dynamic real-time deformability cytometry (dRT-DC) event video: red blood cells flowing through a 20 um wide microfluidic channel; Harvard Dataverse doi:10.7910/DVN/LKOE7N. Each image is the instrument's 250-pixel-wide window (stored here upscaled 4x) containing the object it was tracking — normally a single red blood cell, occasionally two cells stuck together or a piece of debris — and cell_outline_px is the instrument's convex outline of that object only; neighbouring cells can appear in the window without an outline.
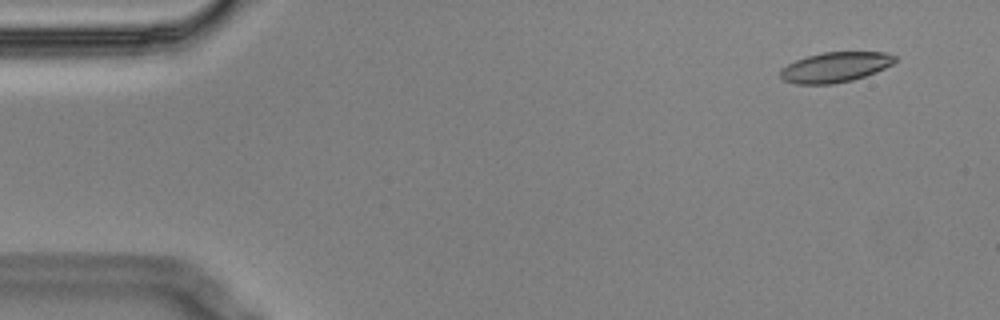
{"species": "Egyptian fruit bat (a non-hibernating species)", "species_latin": "Rousettus aegyptiacus", "temperature_condition": "cold", "stored_images_in_passage": 6, "camera_frame_rate_fps": 3000, "um_per_image_px": 0.085, "animal": {"sex": "male"}, "frame": {"image": 1, "passage_image": 1, "time_ms": 0.0, "image_size_px": [1000, 320], "cell_outline_px": [[896, 60], [892, 64], [876, 72], [852, 80], [832, 84], [796, 84], [784, 80], [780, 76], [780, 68], [796, 60], [808, 56], [824, 52], [884, 52], [896, 56]], "centroid_in_image_um": [70.98, 5.71], "position_along_channel_um": 14.0, "area_um2": 20.0}}
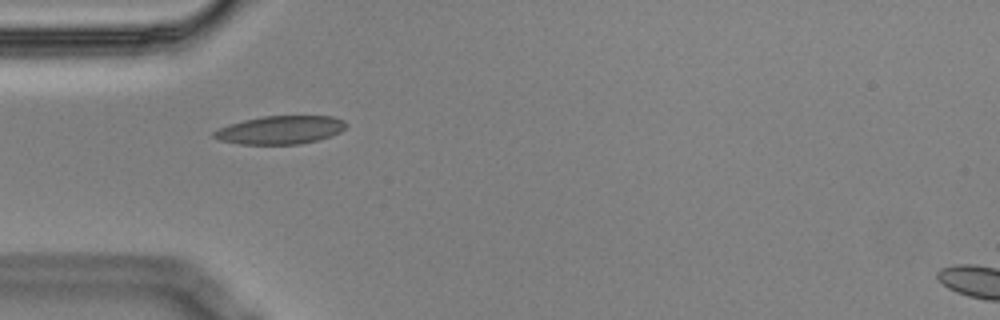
{"frame": {"image": 2, "passage_image": 5, "time_ms": 1.333, "image_size_px": [1000, 320], "cell_outline_px": [[348, 124], [340, 132], [332, 136], [300, 144], [240, 144], [220, 140], [212, 136], [212, 132], [228, 124], [244, 120], [264, 116], [332, 116], [344, 120]], "centroid_in_image_um": [23.84, 11.04], "position_along_channel_um": 61.2, "area_um2": 21.73}}
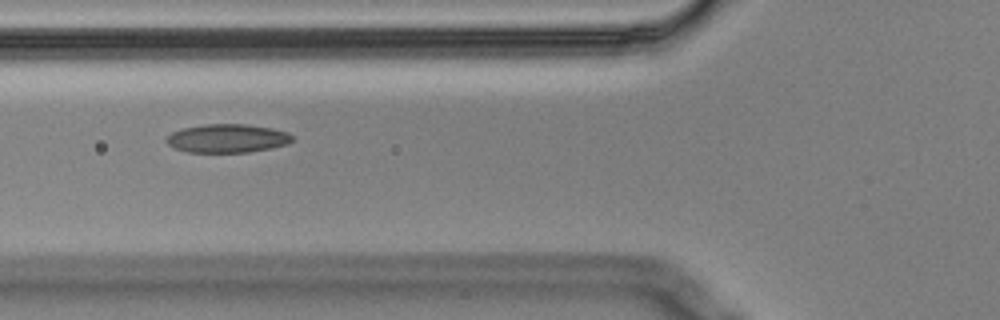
{"frame": {"image": 3, "passage_image": 6, "time_ms": 1.667, "image_size_px": [1000, 320], "cell_outline_px": [[292, 140], [288, 144], [272, 148], [248, 152], [188, 152], [176, 148], [168, 144], [164, 140], [172, 132], [180, 128], [204, 124], [244, 124], [272, 128], [288, 132], [292, 136]], "centroid_in_image_um": [19.32, 11.75], "position_along_channel_um": 106.5, "area_um2": 20.98}}